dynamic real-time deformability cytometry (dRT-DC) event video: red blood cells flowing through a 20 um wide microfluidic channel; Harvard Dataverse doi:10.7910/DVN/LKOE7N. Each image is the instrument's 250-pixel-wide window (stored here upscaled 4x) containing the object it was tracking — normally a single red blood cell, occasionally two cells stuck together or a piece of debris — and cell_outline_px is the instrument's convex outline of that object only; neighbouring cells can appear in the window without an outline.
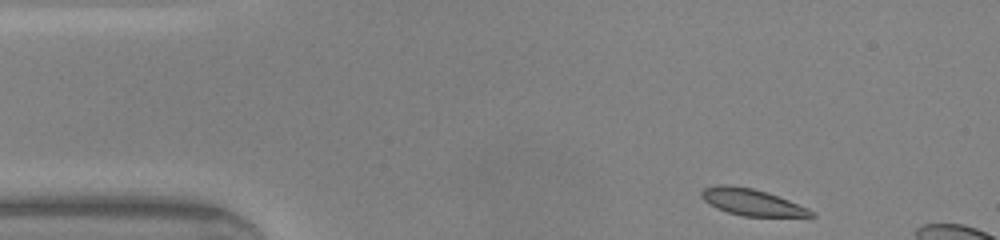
{"species": "common noctule bat (a hibernating species)", "species_latin": "Nyctalus noctula", "temperature_condition": "warm", "stored_images_in_passage": 7, "camera_frame_rate_fps": 3000, "um_per_image_px": 0.085, "animal": {"sex": "male", "body_mass_g": 20.0, "forearm_length_mm": 53.3}, "frame": {"image": 1, "passage_image": 1, "time_ms": 0.0, "image_size_px": [1000, 240], "cell_outline_px": [[816, 216], [744, 216], [728, 212], [716, 208], [704, 200], [700, 196], [700, 192], [704, 188], [716, 184], [724, 184], [752, 188], [788, 200], [808, 208], [816, 212]], "centroid_in_image_um": [63.87, 17.18], "position_along_channel_um": 21.1, "area_um2": 16.76}}